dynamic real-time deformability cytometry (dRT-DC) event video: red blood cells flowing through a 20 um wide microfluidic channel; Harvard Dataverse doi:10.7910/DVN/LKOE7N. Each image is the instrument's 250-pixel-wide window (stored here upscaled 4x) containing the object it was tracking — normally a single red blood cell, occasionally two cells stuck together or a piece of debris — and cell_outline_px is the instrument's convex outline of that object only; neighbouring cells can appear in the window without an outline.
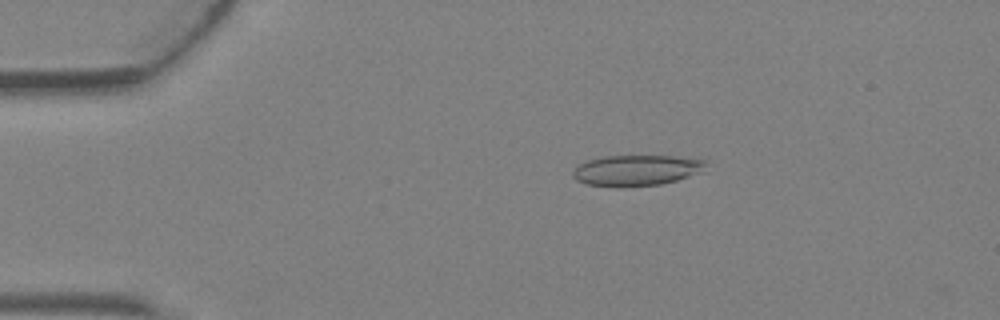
{"species": "Egyptian fruit bat (a non-hibernating species)", "species_latin": "Rousettus aegyptiacus", "temperature_condition": "warm", "stored_images_in_passage": 3, "camera_frame_rate_fps": 3000, "um_per_image_px": 0.085, "animal": {"sex": "female"}, "frame": {"image": 1, "passage_image": 3, "time_ms": 0.667, "image_size_px": [1000, 320], "cell_outline_px": [[708, 160], [704, 172], [676, 180], [660, 184], [620, 188], [616, 188], [588, 184], [576, 180], [572, 176], [572, 172], [580, 164], [588, 160], [604, 156], [672, 156]], "centroid_in_image_um": [54.12, 14.49], "position_along_channel_um": 30.9, "area_um2": 24.1}}